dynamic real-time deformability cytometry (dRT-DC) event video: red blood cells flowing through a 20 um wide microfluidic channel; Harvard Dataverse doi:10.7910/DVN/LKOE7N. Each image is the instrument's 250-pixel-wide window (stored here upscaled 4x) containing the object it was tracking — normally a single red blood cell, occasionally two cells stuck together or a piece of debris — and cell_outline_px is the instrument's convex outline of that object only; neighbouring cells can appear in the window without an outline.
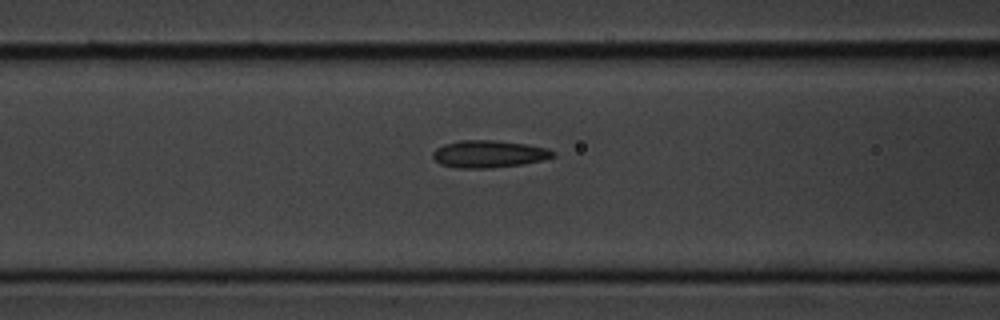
{"species": "common noctule bat (a hibernating species)", "species_latin": "Nyctalus noctula", "temperature_condition": "cold", "stored_images_in_passage": 18, "camera_frame_rate_fps": 3000, "um_per_image_px": 0.085, "animal": {"sex": "male", "body_mass_g": 20.1, "forearm_length_mm": 53.5}, "frame": {"image": 1, "passage_image": 16, "time_ms": 5.0, "image_size_px": [1000, 320], "cell_outline_px": [[556, 156], [524, 164], [488, 168], [456, 168], [440, 164], [432, 156], [432, 152], [436, 148], [444, 144], [460, 140], [496, 140], [528, 144], [548, 148], [556, 152]], "centroid_in_image_um": [41.56, 13.08], "position_along_channel_um": 125.0, "area_um2": 19.25}}